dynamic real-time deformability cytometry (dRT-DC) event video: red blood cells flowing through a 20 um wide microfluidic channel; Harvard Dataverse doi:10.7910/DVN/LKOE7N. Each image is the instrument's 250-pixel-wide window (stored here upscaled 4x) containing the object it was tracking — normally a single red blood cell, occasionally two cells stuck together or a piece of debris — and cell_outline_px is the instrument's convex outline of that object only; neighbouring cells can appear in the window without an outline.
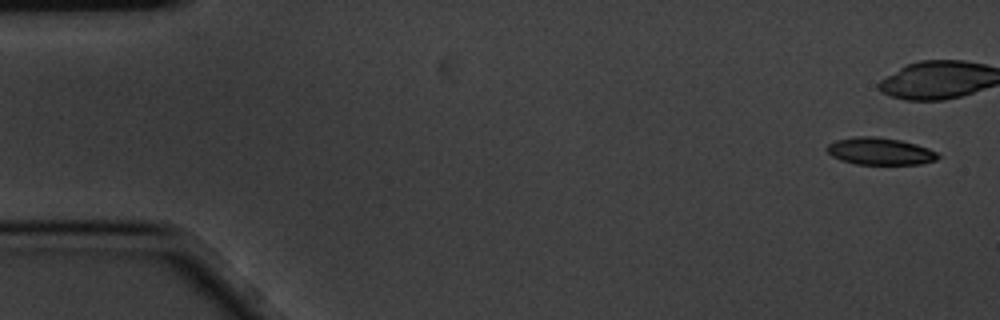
{"species": "common noctule bat (a hibernating species)", "species_latin": "Nyctalus noctula", "temperature_condition": "cold", "stored_images_in_passage": 2, "segment_of_instrument_passage": [2, 2], "camera_frame_rate_fps": 3000, "um_per_image_px": 0.085, "animal": {"sex": "male", "body_mass_g": 20.1, "forearm_length_mm": 53.5}, "frame": {"image": 1, "passage_image": 2, "time_ms": 0.333, "image_size_px": [1000, 320], "cell_outline_px": [[940, 156], [936, 160], [920, 164], [856, 164], [840, 160], [832, 156], [824, 148], [828, 144], [836, 140], [860, 136], [876, 136], [900, 140], [916, 144], [928, 148], [936, 152]], "centroid_in_image_um": [74.78, 12.86], "position_along_channel_um": 10.2, "area_um2": 17.57}}